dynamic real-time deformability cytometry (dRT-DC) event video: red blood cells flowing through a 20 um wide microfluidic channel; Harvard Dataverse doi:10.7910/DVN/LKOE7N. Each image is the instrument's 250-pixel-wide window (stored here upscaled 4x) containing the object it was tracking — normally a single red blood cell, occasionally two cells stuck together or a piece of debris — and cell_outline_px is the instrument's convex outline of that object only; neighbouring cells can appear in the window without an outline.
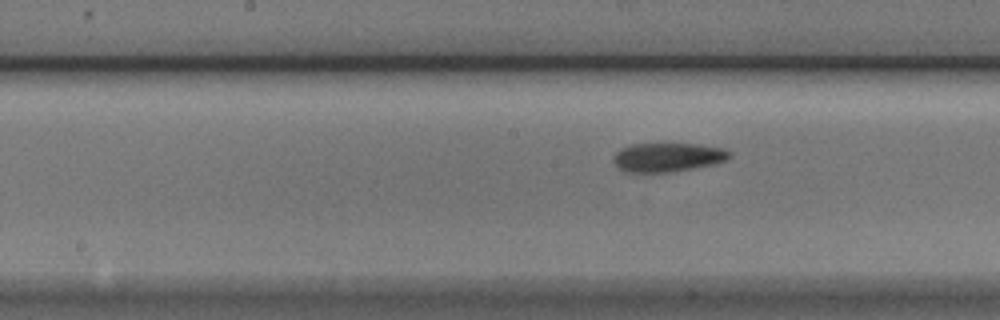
{"species": "Egyptian fruit bat (a non-hibernating species)", "species_latin": "Rousettus aegyptiacus", "temperature_condition": "cold", "stored_images_in_passage": 10, "segment_of_instrument_passage": [2, 2], "camera_frame_rate_fps": 3000, "um_per_image_px": 0.085, "animal": {"sex": "male"}, "frame": {"image": 1, "passage_image": 10, "time_ms": 3.0, "image_size_px": [1000, 320], "cell_outline_px": [[732, 152], [724, 160], [712, 164], [692, 168], [668, 172], [636, 176], [624, 172], [612, 160], [616, 152], [620, 148], [632, 144], [696, 144], [724, 148]], "centroid_in_image_um": [56.64, 13.4], "position_along_channel_um": 191.6, "area_um2": 19.94}}